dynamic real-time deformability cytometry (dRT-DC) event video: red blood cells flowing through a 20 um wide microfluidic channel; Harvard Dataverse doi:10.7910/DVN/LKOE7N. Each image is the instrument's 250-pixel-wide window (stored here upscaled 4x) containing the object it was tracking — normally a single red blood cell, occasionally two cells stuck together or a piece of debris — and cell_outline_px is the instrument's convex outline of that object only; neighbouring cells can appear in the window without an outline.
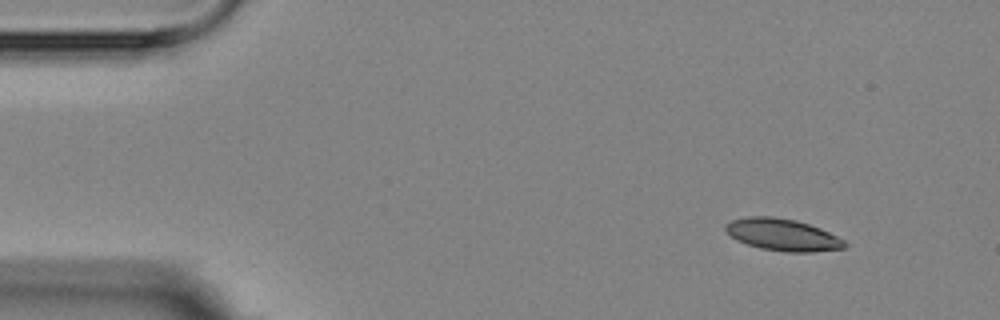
{"species": "Egyptian fruit bat (a non-hibernating species)", "species_latin": "Rousettus aegyptiacus", "temperature_condition": "room temperature", "stored_images_in_passage": 4, "segment_of_instrument_passage": [1, 2], "camera_frame_rate_fps": 3000, "um_per_image_px": 0.085, "animal": {"sex": "female"}, "frame": {"image": 1, "passage_image": 1, "time_ms": 0.0, "image_size_px": [1000, 320], "cell_outline_px": [[848, 244], [844, 248], [812, 252], [784, 252], [760, 248], [736, 240], [724, 228], [724, 224], [732, 220], [748, 216], [772, 216], [796, 220], [820, 228], [844, 240]], "centroid_in_image_um": [66.51, 19.95], "position_along_channel_um": 18.5, "area_um2": 22.14}}
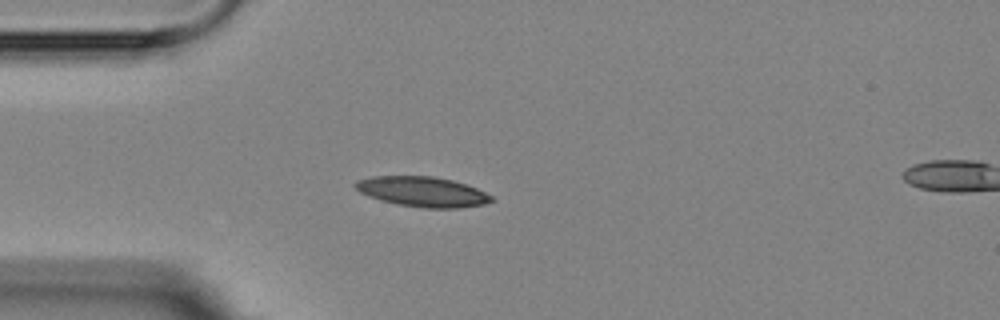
{"frame": {"image": 2, "passage_image": 3, "time_ms": 3.0, "image_size_px": [1000, 320], "cell_outline_px": [[496, 200], [484, 204], [460, 208], [424, 208], [396, 204], [380, 200], [368, 196], [360, 192], [352, 184], [356, 180], [372, 176], [432, 176], [452, 180], [468, 184], [492, 196]], "centroid_in_image_um": [35.91, 16.29], "position_along_channel_um": 49.1, "area_um2": 24.04}}